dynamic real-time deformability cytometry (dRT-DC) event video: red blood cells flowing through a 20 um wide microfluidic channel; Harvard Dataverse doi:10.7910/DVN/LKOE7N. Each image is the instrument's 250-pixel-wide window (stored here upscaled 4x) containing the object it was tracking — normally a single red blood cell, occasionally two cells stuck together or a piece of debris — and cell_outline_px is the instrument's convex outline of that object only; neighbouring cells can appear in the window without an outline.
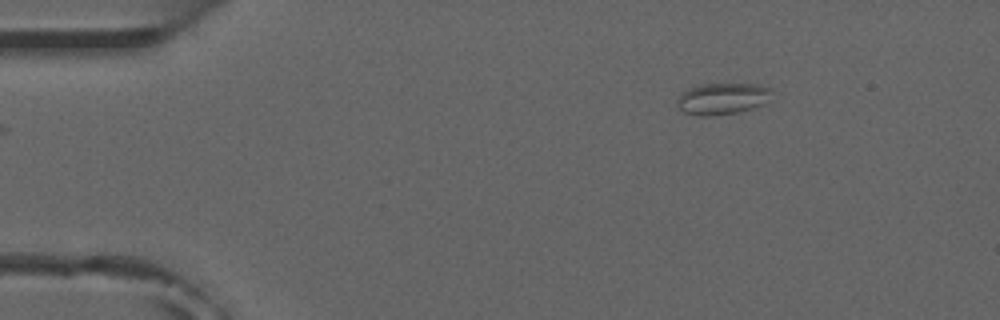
{"species": "common noctule bat (a hibernating species)", "species_latin": "Nyctalus noctula", "temperature_condition": "room temperature", "stored_images_in_passage": 46, "camera_frame_rate_fps": 3000, "um_per_image_px": 0.085, "animal": {"sex": "male", "forearm_length_mm": 52.5}, "frame": {"image": 1, "passage_image": 1, "time_ms": 0.0, "image_size_px": [1000, 320], "cell_outline_px": [[772, 88], [768, 104], [736, 112], [712, 116], [700, 116], [684, 112], [676, 104], [680, 92], [688, 88], [704, 84], [756, 84]], "centroid_in_image_um": [61.41, 8.38], "position_along_channel_um": 23.6, "area_um2": 17.51}}
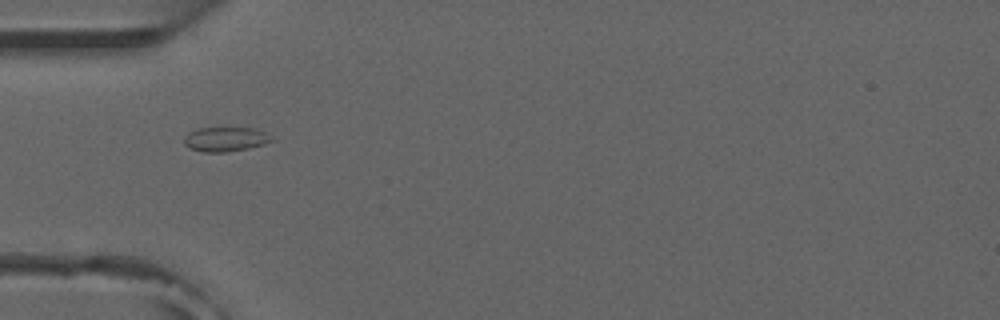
{"frame": {"image": 2, "passage_image": 10, "time_ms": 3.0, "image_size_px": [1000, 320], "cell_outline_px": [[276, 140], [264, 144], [248, 148], [224, 152], [204, 152], [188, 148], [184, 144], [184, 136], [196, 128], [256, 128], [272, 136]], "centroid_in_image_um": [19.17, 11.83], "position_along_channel_um": 65.8, "area_um2": 12.54}}
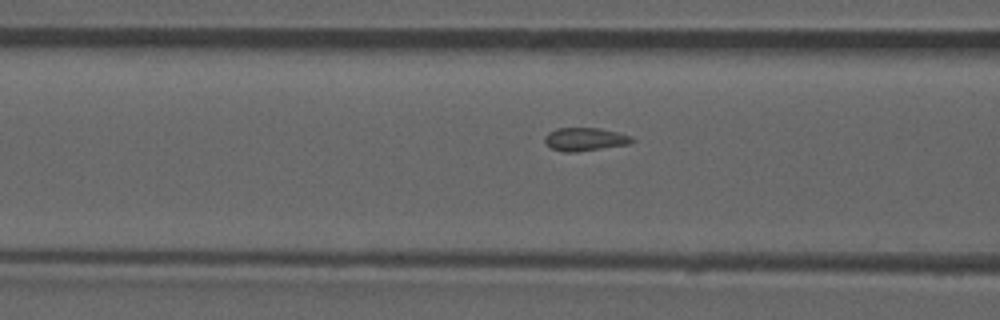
{"frame": {"image": 3, "passage_image": 14, "time_ms": 4.333, "image_size_px": [1000, 320], "cell_outline_px": [[636, 140], [628, 144], [576, 152], [564, 152], [552, 148], [544, 140], [544, 136], [548, 132], [556, 128], [600, 128], [632, 136]], "centroid_in_image_um": [49.72, 11.83], "position_along_channel_um": 116.9, "area_um2": 11.73}}